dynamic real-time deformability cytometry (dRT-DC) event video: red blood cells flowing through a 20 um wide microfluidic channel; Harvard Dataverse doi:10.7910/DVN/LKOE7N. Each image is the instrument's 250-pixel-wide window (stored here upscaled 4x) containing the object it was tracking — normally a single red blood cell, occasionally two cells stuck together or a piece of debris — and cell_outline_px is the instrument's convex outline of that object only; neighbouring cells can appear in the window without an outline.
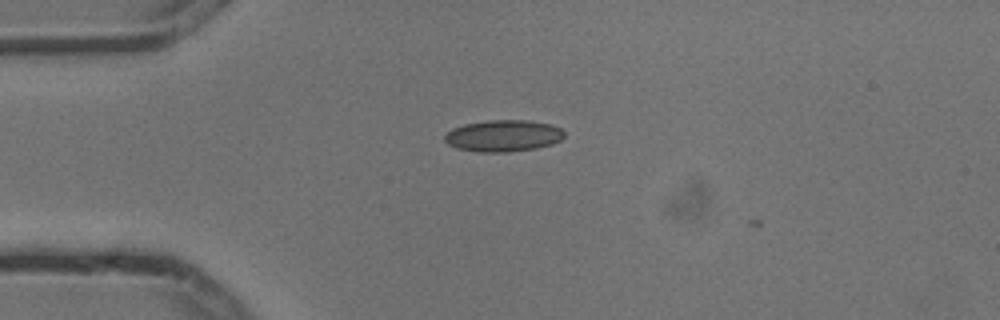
{"species": "common noctule bat (a hibernating species)", "species_latin": "Nyctalus noctula", "temperature_condition": "cold", "stored_images_in_passage": 4, "camera_frame_rate_fps": 3000, "um_per_image_px": 0.085, "animal": {"sex": "male", "body_mass_g": 13.3}, "frame": {"image": 1, "passage_image": 2, "time_ms": 0.333, "image_size_px": [1000, 320], "cell_outline_px": [[564, 136], [560, 140], [552, 144], [536, 148], [508, 152], [476, 152], [456, 148], [448, 144], [444, 140], [444, 136], [452, 128], [464, 124], [488, 120], [524, 120], [548, 124], [560, 128], [564, 132]], "centroid_in_image_um": [42.74, 11.55], "position_along_channel_um": 42.3, "area_um2": 22.02}}
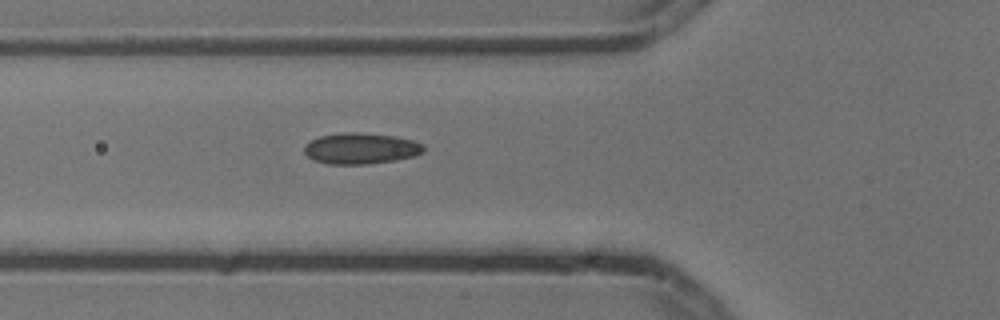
{"frame": {"image": 2, "passage_image": 4, "time_ms": 1.0, "image_size_px": [1000, 320], "cell_outline_px": [[424, 152], [416, 156], [396, 160], [368, 164], [328, 164], [312, 160], [304, 152], [304, 144], [320, 136], [340, 132], [356, 132], [396, 136], [412, 140], [424, 144]], "centroid_in_image_um": [30.67, 12.62], "position_along_channel_um": 95.1, "area_um2": 21.85}}